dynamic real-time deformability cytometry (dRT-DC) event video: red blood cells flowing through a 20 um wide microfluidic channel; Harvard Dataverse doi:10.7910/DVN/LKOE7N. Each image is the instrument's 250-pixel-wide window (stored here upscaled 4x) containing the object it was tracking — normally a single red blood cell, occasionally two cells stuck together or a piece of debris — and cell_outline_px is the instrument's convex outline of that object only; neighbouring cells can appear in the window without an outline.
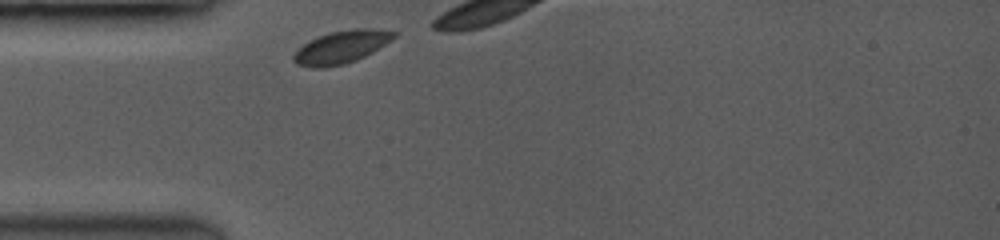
{"species": "common noctule bat (a hibernating species)", "species_latin": "Nyctalus noctula", "temperature_condition": "room temperature", "stored_images_in_passage": 6, "camera_frame_rate_fps": 3500, "um_per_image_px": 0.085, "animal": {"sex": "female", "body_mass_g": 19.0, "forearm_length_mm": 53.3}, "frame": {"image": 1, "passage_image": 1, "time_ms": 0.0, "image_size_px": [1000, 240], "cell_outline_px": [[396, 36], [392, 40], [372, 52], [364, 56], [344, 64], [324, 68], [312, 68], [296, 64], [292, 60], [292, 56], [304, 44], [320, 36], [332, 32], [352, 28], [376, 28], [396, 32]], "centroid_in_image_um": [29.03, 4.0], "position_along_channel_um": 56.0, "area_um2": 18.96}}